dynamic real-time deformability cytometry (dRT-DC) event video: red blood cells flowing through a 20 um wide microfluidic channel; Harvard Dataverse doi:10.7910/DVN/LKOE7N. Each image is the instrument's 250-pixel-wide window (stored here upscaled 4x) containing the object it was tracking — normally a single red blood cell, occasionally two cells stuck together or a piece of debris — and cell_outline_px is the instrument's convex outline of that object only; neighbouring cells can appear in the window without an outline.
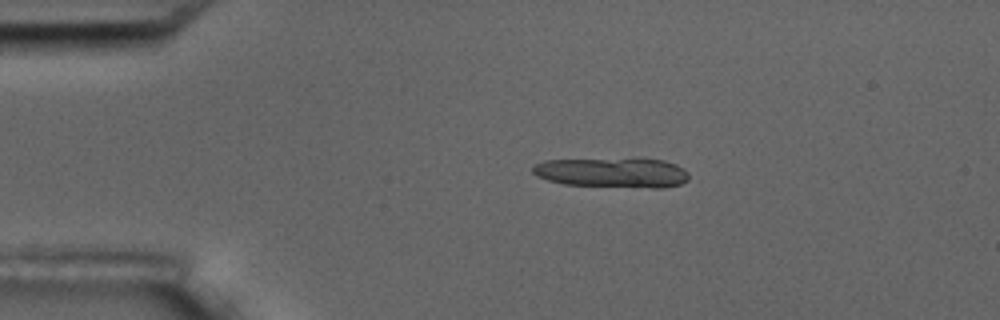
{"species": "common noctule bat (a hibernating species)", "species_latin": "Nyctalus noctula", "temperature_condition": "room temperature", "stored_images_in_passage": 3, "camera_frame_rate_fps": 3000, "um_per_image_px": 0.085, "animal": {"sex": "male", "body_mass_g": 17.5, "forearm_length_mm": 52.3}, "frame": {"image": 1, "passage_image": 1, "time_ms": 0.0, "image_size_px": [1000, 320], "cell_outline_px": [[688, 180], [680, 184], [664, 188], [652, 188], [564, 184], [548, 180], [536, 176], [532, 172], [532, 168], [536, 164], [544, 160], [636, 156], [664, 160], [676, 164], [688, 172]], "centroid_in_image_um": [52.08, 14.62], "position_along_channel_um": 32.9, "area_um2": 28.32}}